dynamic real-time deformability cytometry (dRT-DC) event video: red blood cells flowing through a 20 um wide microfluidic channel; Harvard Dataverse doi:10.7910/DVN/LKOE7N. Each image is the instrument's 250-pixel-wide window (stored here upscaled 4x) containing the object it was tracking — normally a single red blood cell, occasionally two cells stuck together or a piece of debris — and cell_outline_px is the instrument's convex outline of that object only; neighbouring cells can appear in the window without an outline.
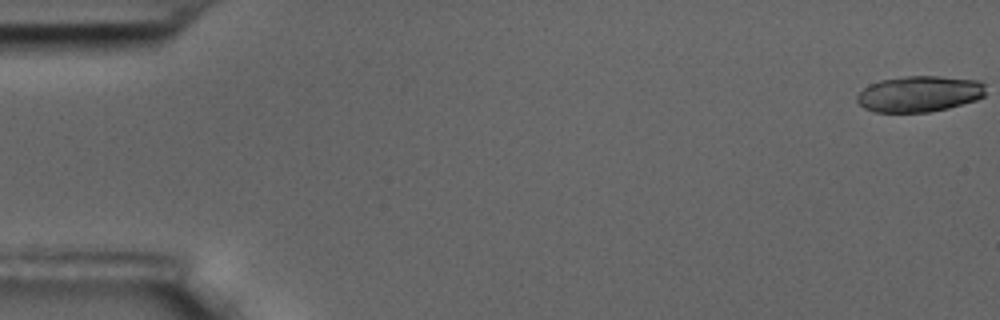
{"species": "common noctule bat (a hibernating species)", "species_latin": "Nyctalus noctula", "temperature_condition": "room temperature", "stored_images_in_passage": 59, "camera_frame_rate_fps": 3000, "um_per_image_px": 0.085, "animal": {"sex": "male", "body_mass_g": 17.5, "forearm_length_mm": 52.3}, "frame": {"image": 1, "passage_image": 1, "time_ms": 0.0, "image_size_px": [1000, 320], "cell_outline_px": [[984, 96], [976, 100], [948, 108], [928, 112], [876, 112], [864, 108], [856, 100], [856, 96], [868, 84], [880, 80], [904, 76], [940, 76], [980, 80], [984, 84]], "centroid_in_image_um": [78.14, 7.97], "position_along_channel_um": 6.9, "area_um2": 27.11}}
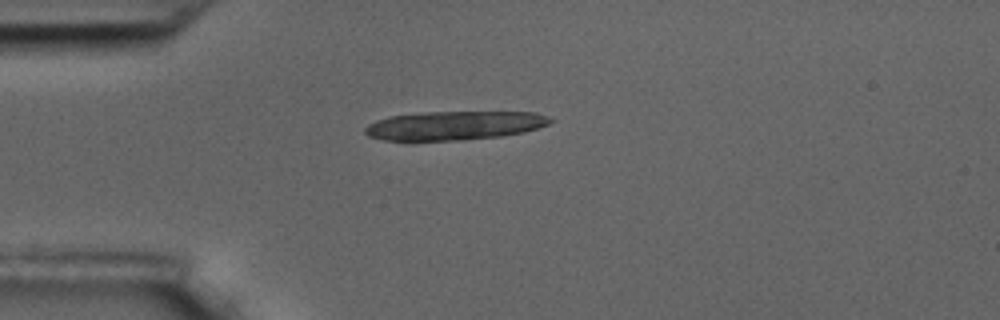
{"frame": {"image": 2, "passage_image": 16, "time_ms": 5.0, "image_size_px": [1000, 320], "cell_outline_px": [[556, 120], [548, 124], [524, 132], [500, 136], [460, 140], [384, 140], [368, 136], [364, 132], [364, 128], [368, 124], [376, 120], [388, 116], [428, 112], [536, 112], [548, 116]], "centroid_in_image_um": [38.62, 10.66], "position_along_channel_um": 46.4, "area_um2": 31.1}}